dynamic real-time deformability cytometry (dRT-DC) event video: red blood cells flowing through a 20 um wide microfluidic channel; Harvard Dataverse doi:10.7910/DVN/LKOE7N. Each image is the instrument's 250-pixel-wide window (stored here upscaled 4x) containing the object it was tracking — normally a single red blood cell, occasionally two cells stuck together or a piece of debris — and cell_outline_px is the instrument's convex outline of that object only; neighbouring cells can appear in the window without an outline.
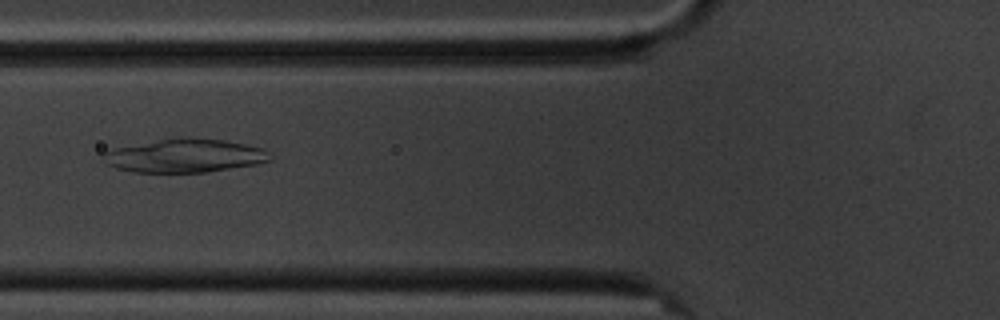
{"species": "common noctule bat (a hibernating species)", "species_latin": "Nyctalus noctula", "temperature_condition": "cold", "stored_images_in_passage": 10, "camera_frame_rate_fps": 3000, "um_per_image_px": 0.085, "animal": {"sex": "male", "body_mass_g": 20.1, "forearm_length_mm": 53.5}, "frame": {"image": 1, "passage_image": 6, "time_ms": 6.0, "image_size_px": [1000, 320], "cell_outline_px": [[272, 160], [256, 164], [208, 172], [132, 172], [116, 168], [108, 164], [100, 156], [104, 152], [116, 148], [160, 140], [184, 136], [192, 136], [228, 140], [264, 148], [272, 152]], "centroid_in_image_um": [15.79, 13.22], "position_along_channel_um": 110.0, "area_um2": 32.89}}